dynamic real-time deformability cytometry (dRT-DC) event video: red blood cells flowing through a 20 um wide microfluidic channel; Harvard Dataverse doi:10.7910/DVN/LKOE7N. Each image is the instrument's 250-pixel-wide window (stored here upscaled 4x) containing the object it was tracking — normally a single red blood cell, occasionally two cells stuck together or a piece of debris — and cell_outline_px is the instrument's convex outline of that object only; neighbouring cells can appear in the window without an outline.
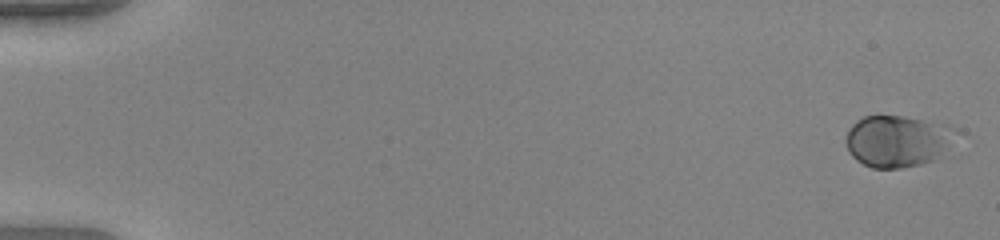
{"species": "human", "species_latin": "Homo sapiens", "temperature_condition": "warm", "stored_images_in_passage": 52, "camera_frame_rate_fps": 3000, "um_per_image_px": 0.085, "donor": {"sex": "female"}, "frame": {"image": 1, "passage_image": 1, "time_ms": 0.0, "image_size_px": [1000, 240], "cell_outline_px": [[968, 132], [948, 156], [940, 160], [900, 168], [872, 168], [856, 160], [848, 152], [844, 140], [852, 124], [856, 120], [864, 116], [904, 116], [952, 124]], "centroid_in_image_um": [76.57, 11.99], "position_along_channel_um": 8.4, "area_um2": 35.6}}
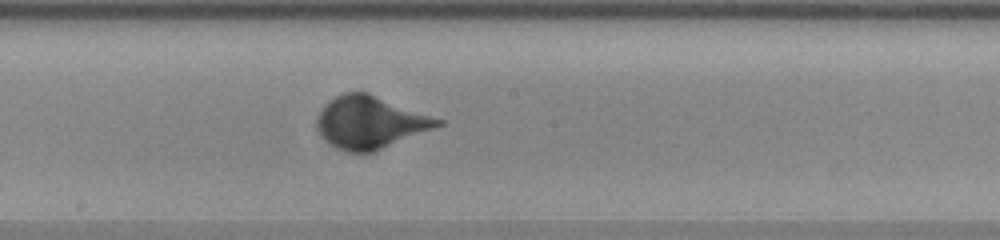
{"frame": {"image": 2, "passage_image": 30, "time_ms": 9.667, "image_size_px": [1000, 240], "cell_outline_px": [[444, 124], [376, 152], [348, 152], [336, 148], [320, 132], [316, 124], [316, 120], [320, 112], [328, 100], [344, 92], [368, 92], [444, 120]], "centroid_in_image_um": [31.5, 10.39], "position_along_channel_um": 216.7, "area_um2": 36.7}}
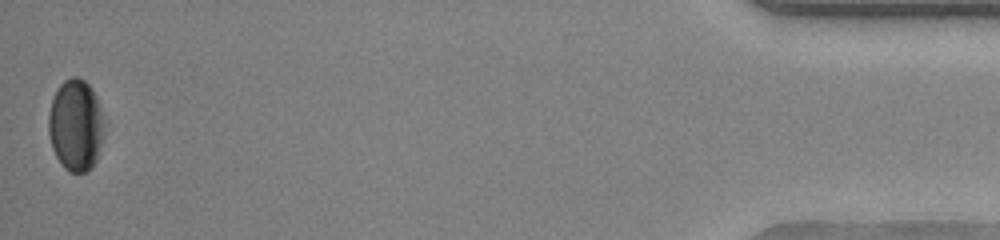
{"frame": {"image": 3, "passage_image": 52, "time_ms": 17.0, "image_size_px": [1000, 240], "cell_outline_px": [[104, 132], [96, 160], [84, 172], [68, 172], [64, 168], [56, 156], [52, 148], [48, 132], [48, 116], [52, 100], [60, 84], [64, 80], [72, 76], [76, 76], [84, 80], [92, 88], [96, 96], [104, 120]], "centroid_in_image_um": [6.43, 10.62], "position_along_channel_um": 428.8, "area_um2": 29.65}}